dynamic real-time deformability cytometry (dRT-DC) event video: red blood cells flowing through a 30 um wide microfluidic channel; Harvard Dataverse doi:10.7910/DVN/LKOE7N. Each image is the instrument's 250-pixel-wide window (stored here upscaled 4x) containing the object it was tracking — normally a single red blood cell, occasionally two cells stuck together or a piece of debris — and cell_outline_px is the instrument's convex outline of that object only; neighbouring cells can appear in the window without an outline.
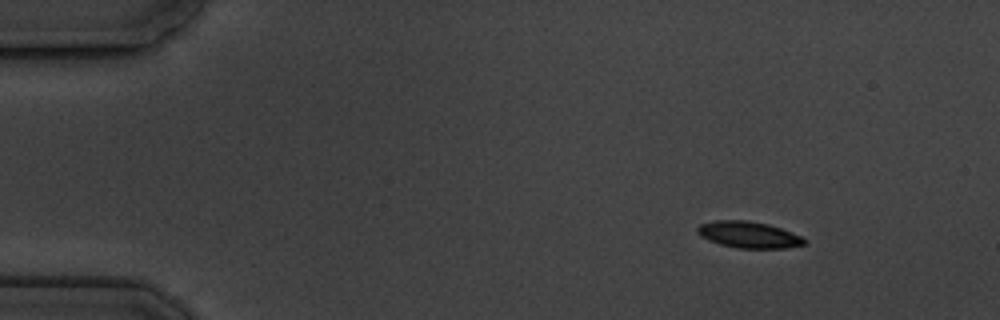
{"species": "common noctule bat (a hibernating species)", "species_latin": "Nyctalus noctula", "temperature_condition": "cold", "stored_images_in_passage": 3, "camera_frame_rate_fps": 3000, "um_per_image_px": 0.085, "animal": {"sex": "male", "body_mass_g": 19.5, "forearm_length_mm": 54.6}, "frame": {"image": 1, "passage_image": 1, "time_ms": 0.0, "image_size_px": [1000, 320], "cell_outline_px": [[808, 240], [804, 244], [784, 248], [736, 248], [720, 244], [708, 240], [700, 236], [696, 232], [696, 228], [700, 224], [716, 220], [748, 220], [768, 224], [780, 228], [800, 236]], "centroid_in_image_um": [63.6, 19.95], "position_along_channel_um": 21.4, "area_um2": 16.47}}